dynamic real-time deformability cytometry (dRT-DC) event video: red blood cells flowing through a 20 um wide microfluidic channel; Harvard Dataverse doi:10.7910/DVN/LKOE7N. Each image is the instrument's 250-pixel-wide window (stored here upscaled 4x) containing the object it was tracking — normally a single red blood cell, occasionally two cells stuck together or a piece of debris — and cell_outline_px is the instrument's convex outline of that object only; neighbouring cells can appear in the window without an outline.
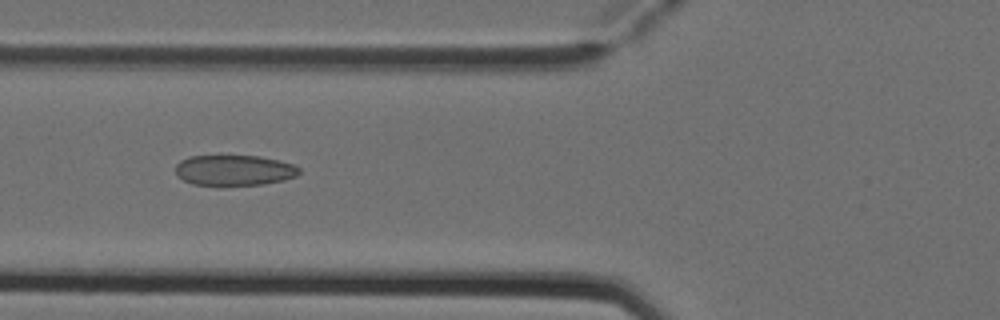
{"species": "Egyptian fruit bat (a non-hibernating species)", "species_latin": "Rousettus aegyptiacus", "temperature_condition": "cold", "stored_images_in_passage": 7, "camera_frame_rate_fps": 3000, "um_per_image_px": 0.085, "animal": {"sex": "female"}, "frame": {"image": 1, "passage_image": 5, "time_ms": 1.333, "image_size_px": [1000, 320], "cell_outline_px": [[300, 172], [296, 176], [284, 180], [264, 184], [192, 184], [176, 176], [176, 164], [180, 160], [188, 156], [220, 152], [260, 156], [292, 164], [300, 168]], "centroid_in_image_um": [19.85, 14.4], "position_along_channel_um": 106.0, "area_um2": 22.77}}
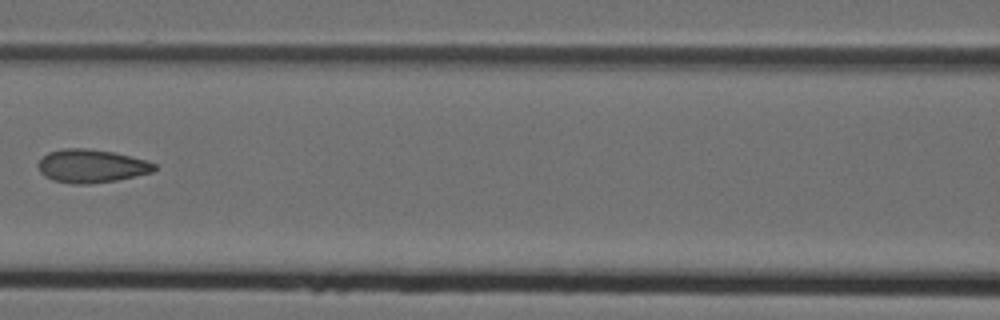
{"frame": {"image": 2, "passage_image": 6, "time_ms": 1.667, "image_size_px": [1000, 320], "cell_outline_px": [[156, 168], [152, 172], [116, 180], [88, 184], [72, 184], [52, 180], [44, 176], [40, 172], [36, 164], [48, 152], [64, 148], [88, 148], [112, 152], [144, 160], [156, 164]], "centroid_in_image_um": [7.71, 14.11], "position_along_channel_um": 158.9, "area_um2": 22.43}}
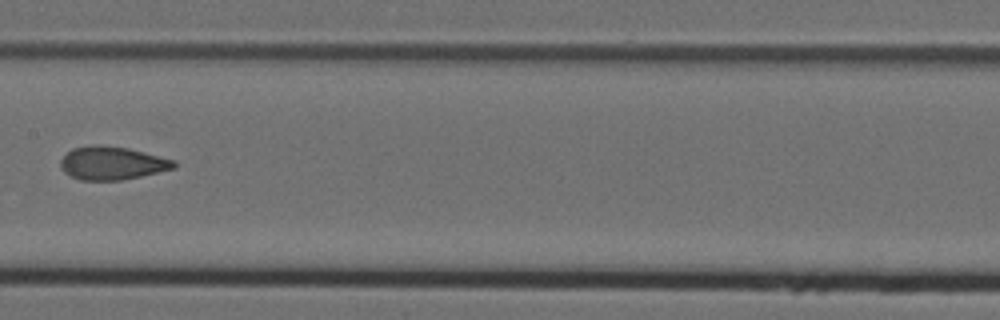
{"frame": {"image": 3, "passage_image": 7, "time_ms": 2.0, "image_size_px": [1000, 320], "cell_outline_px": [[176, 168], [140, 176], [120, 180], [80, 180], [64, 172], [60, 164], [60, 160], [72, 148], [92, 144], [96, 144], [128, 148], [176, 160]], "centroid_in_image_um": [9.53, 13.85], "position_along_channel_um": 197.9, "area_um2": 21.91}}